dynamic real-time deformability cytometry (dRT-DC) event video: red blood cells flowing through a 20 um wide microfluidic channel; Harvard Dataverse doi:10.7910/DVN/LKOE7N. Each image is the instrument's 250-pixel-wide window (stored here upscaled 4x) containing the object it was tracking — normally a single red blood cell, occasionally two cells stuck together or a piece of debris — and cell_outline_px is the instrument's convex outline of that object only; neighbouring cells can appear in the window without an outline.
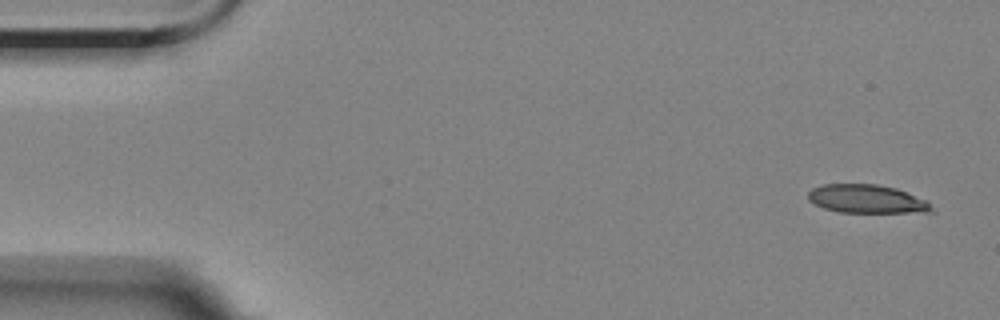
{"species": "Egyptian fruit bat (a non-hibernating species)", "species_latin": "Rousettus aegyptiacus", "temperature_condition": "room temperature", "stored_images_in_passage": 5, "camera_frame_rate_fps": 3000, "um_per_image_px": 0.085, "animal": {"sex": "female"}, "frame": {"image": 1, "passage_image": 1, "time_ms": 0.0, "image_size_px": [1000, 320], "cell_outline_px": [[936, 212], [840, 212], [824, 208], [808, 200], [808, 192], [812, 188], [824, 184], [876, 184], [896, 188], [924, 200]], "centroid_in_image_um": [73.63, 16.91], "position_along_channel_um": 11.4, "area_um2": 20.17}}
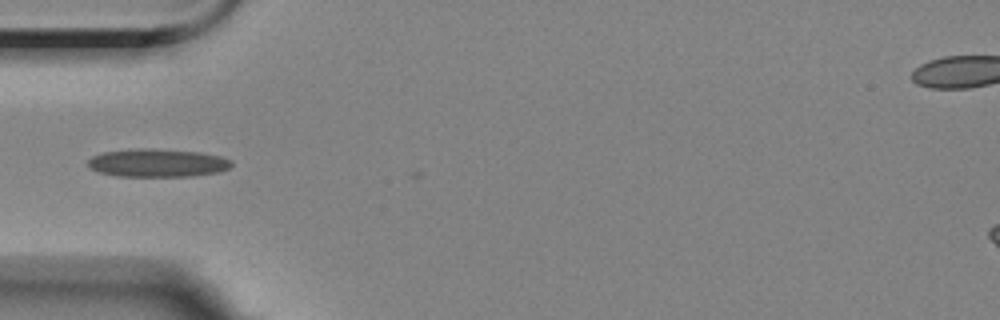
{"frame": {"image": 2, "passage_image": 5, "time_ms": 5.0, "image_size_px": [1000, 320], "cell_outline_px": [[232, 164], [228, 168], [220, 172], [192, 176], [116, 176], [100, 172], [88, 168], [88, 160], [92, 156], [104, 152], [136, 148], [152, 148], [200, 152], [220, 156], [232, 160]], "centroid_in_image_um": [13.38, 13.84], "position_along_channel_um": 71.6, "area_um2": 23.64}}